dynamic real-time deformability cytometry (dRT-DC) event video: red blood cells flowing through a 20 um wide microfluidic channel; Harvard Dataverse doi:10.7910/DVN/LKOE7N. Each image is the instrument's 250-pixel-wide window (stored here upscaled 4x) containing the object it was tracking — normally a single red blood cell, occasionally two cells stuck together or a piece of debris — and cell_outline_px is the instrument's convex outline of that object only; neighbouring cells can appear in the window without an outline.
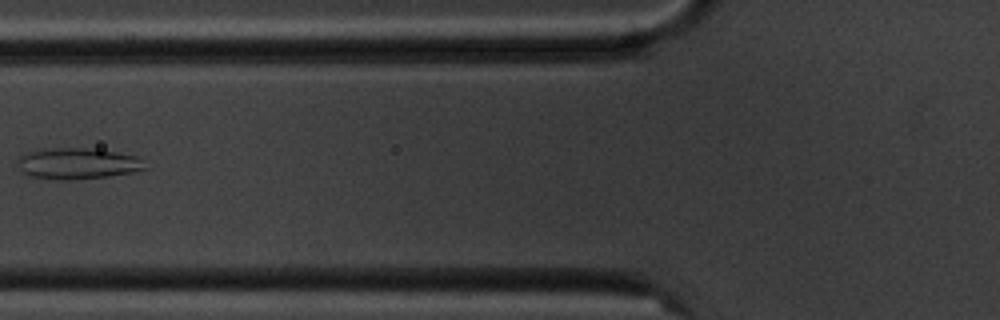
{"species": "common noctule bat (a hibernating species)", "species_latin": "Nyctalus noctula", "temperature_condition": "cold", "stored_images_in_passage": 7, "camera_frame_rate_fps": 3000, "um_per_image_px": 0.085, "animal": {"sex": "male", "body_mass_g": 20.1, "forearm_length_mm": 53.5}, "frame": {"image": 1, "passage_image": 6, "time_ms": 5.667, "image_size_px": [1000, 320], "cell_outline_px": [[148, 168], [136, 172], [108, 176], [68, 180], [60, 180], [32, 176], [24, 172], [16, 164], [20, 156], [28, 152], [40, 148], [84, 148], [116, 152], [136, 156]], "centroid_in_image_um": [6.59, 13.9], "position_along_channel_um": 119.2, "area_um2": 23.0}}